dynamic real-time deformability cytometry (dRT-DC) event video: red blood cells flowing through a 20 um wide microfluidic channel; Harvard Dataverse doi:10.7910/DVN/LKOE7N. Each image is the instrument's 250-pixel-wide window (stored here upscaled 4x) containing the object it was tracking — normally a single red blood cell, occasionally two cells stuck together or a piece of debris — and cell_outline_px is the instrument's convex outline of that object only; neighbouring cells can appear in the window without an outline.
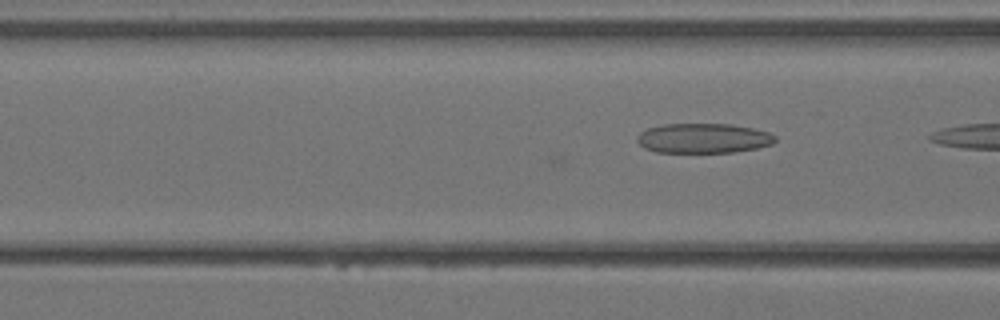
{"species": "Egyptian fruit bat (a non-hibernating species)", "species_latin": "Rousettus aegyptiacus", "temperature_condition": "warm", "stored_images_in_passage": 7, "camera_frame_rate_fps": 3000, "um_per_image_px": 0.085, "animal": {"sex": "female"}, "frame": {"image": 1, "passage_image": 6, "time_ms": 1.667, "image_size_px": [1000, 320], "cell_outline_px": [[776, 140], [772, 144], [756, 148], [732, 152], [656, 152], [644, 148], [636, 140], [636, 136], [640, 132], [648, 128], [660, 124], [732, 124], [752, 128], [768, 132], [776, 136]], "centroid_in_image_um": [59.76, 11.74], "position_along_channel_um": 106.8, "area_um2": 23.99}}